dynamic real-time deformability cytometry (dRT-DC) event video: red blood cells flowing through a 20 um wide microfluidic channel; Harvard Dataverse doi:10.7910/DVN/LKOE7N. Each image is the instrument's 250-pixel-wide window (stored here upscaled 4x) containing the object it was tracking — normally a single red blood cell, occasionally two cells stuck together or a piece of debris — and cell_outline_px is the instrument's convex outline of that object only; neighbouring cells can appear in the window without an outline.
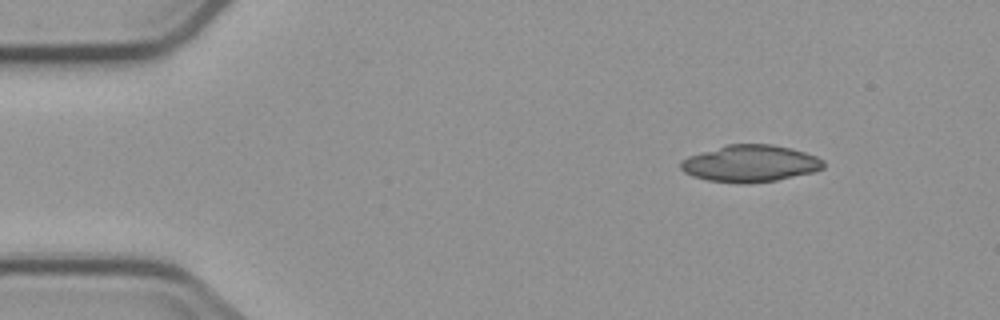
{"species": "common noctule bat (a hibernating species)", "species_latin": "Nyctalus noctula", "temperature_condition": "cold", "stored_images_in_passage": 6, "camera_frame_rate_fps": 3000, "um_per_image_px": 0.085, "animal": {"sex": "male", "body_mass_g": 23.1, "forearm_length_mm": 52.7}, "frame": {"image": 1, "passage_image": 6, "time_ms": 6.667, "image_size_px": [1000, 320], "cell_outline_px": [[824, 168], [812, 172], [776, 180], [708, 180], [692, 176], [684, 172], [680, 168], [680, 160], [688, 156], [728, 144], [772, 144], [792, 148], [816, 156], [824, 160]], "centroid_in_image_um": [63.78, 13.84], "position_along_channel_um": 21.2, "area_um2": 29.65}}